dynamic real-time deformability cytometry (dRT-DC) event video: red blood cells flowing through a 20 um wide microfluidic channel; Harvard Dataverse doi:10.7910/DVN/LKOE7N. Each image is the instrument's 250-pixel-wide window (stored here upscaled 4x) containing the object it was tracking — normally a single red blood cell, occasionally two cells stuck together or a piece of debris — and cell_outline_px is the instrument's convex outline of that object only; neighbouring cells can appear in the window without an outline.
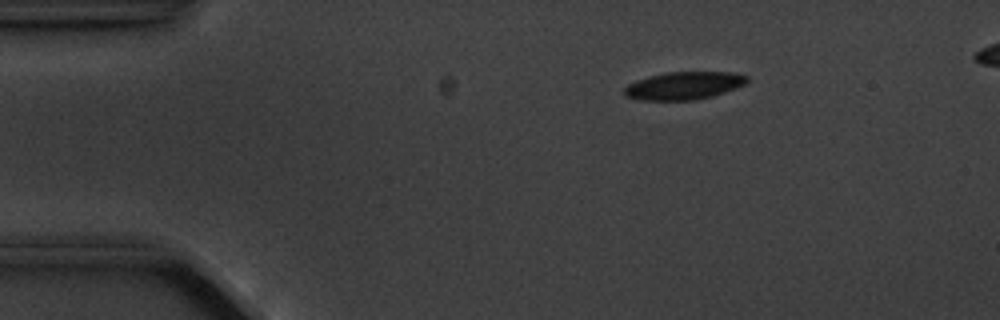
{"species": "common noctule bat (a hibernating species)", "species_latin": "Nyctalus noctula", "temperature_condition": "cold", "stored_images_in_passage": 4, "camera_frame_rate_fps": 3000, "um_per_image_px": 0.085, "animal": {"sex": "male", "body_mass_g": 20.1, "forearm_length_mm": 53.5}, "frame": {"image": 1, "passage_image": 2, "time_ms": 10.0, "image_size_px": [1000, 320], "cell_outline_px": [[748, 80], [744, 84], [724, 92], [712, 96], [692, 100], [640, 100], [624, 96], [624, 88], [628, 84], [636, 80], [664, 72], [732, 72], [748, 76]], "centroid_in_image_um": [58.09, 7.27], "position_along_channel_um": 26.9, "area_um2": 19.77}}
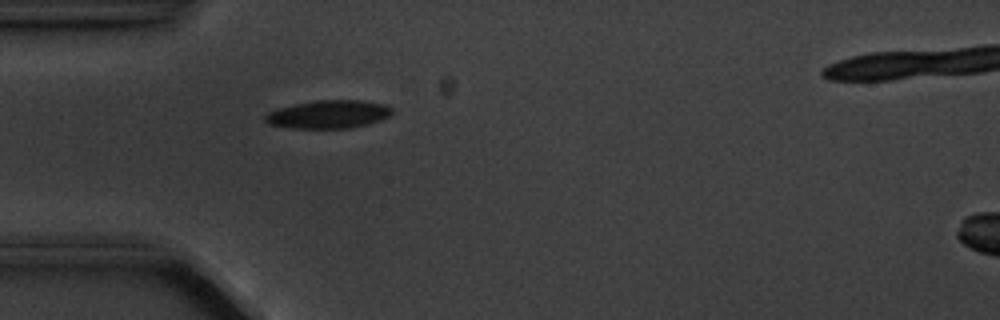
{"frame": {"image": 2, "passage_image": 4, "time_ms": 12.333, "image_size_px": [1000, 320], "cell_outline_px": [[392, 116], [368, 124], [352, 128], [292, 128], [268, 124], [264, 120], [264, 116], [268, 112], [276, 108], [316, 100], [364, 100], [384, 104], [392, 108]], "centroid_in_image_um": [27.93, 9.71], "position_along_channel_um": 57.1, "area_um2": 20.98}}